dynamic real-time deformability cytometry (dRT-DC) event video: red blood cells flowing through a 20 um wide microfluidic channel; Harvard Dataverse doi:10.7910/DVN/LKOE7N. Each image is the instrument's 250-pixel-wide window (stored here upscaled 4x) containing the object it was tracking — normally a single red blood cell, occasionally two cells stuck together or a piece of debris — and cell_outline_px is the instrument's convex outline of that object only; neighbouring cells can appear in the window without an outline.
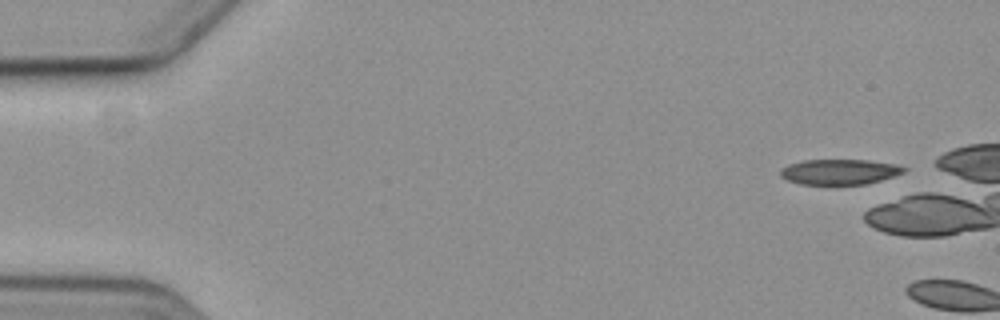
{"species": "common noctule bat (a hibernating species)", "species_latin": "Nyctalus noctula", "temperature_condition": "cold", "stored_images_in_passage": 2, "camera_frame_rate_fps": 3000, "um_per_image_px": 0.085, "animal": {"sex": "female", "body_mass_g": 19.3, "forearm_length_mm": 54.1}, "frame": {"image": 1, "passage_image": 1, "time_ms": 0.0, "image_size_px": [1000, 320], "cell_outline_px": [[908, 168], [904, 172], [868, 184], [800, 184], [788, 180], [780, 176], [780, 168], [788, 164], [804, 160], [868, 160], [896, 164]], "centroid_in_image_um": [71.34, 14.6], "position_along_channel_um": 13.7, "area_um2": 18.21}}